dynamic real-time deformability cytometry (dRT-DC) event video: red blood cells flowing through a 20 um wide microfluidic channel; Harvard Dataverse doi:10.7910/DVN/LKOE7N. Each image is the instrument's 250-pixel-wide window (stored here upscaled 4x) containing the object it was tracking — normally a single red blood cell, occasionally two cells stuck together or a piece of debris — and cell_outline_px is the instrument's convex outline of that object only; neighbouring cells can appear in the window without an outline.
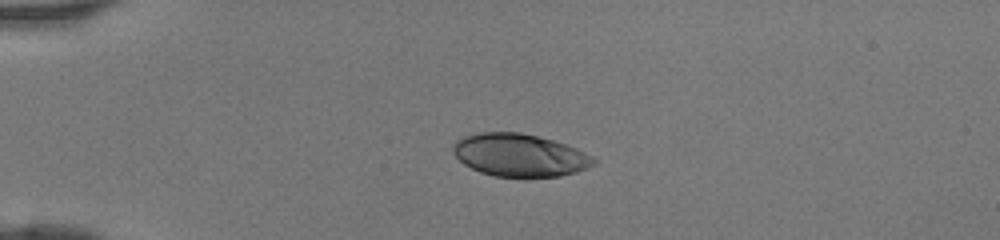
{"species": "human", "species_latin": "Homo sapiens", "temperature_condition": "room temperature", "stored_images_in_passage": 35, "camera_frame_rate_fps": 3000, "um_per_image_px": 0.085, "donor": {"sex": "female"}, "frame": {"image": 1, "passage_image": 1, "time_ms": 0.0, "image_size_px": [1000, 240], "cell_outline_px": [[596, 164], [588, 168], [576, 172], [560, 176], [492, 176], [480, 172], [464, 164], [452, 152], [452, 144], [456, 140], [464, 136], [480, 132], [520, 132], [552, 140], [576, 148], [592, 156], [596, 160]], "centroid_in_image_um": [44.15, 13.18], "position_along_channel_um": 40.8, "area_um2": 34.85}}
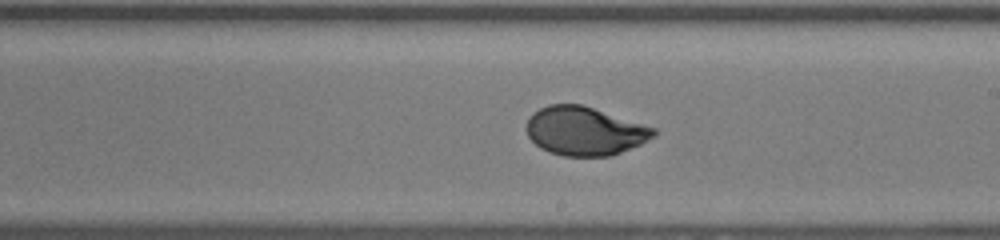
{"frame": {"image": 2, "passage_image": 17, "time_ms": 5.333, "image_size_px": [1000, 240], "cell_outline_px": [[656, 136], [640, 144], [620, 152], [608, 156], [564, 156], [548, 152], [540, 148], [528, 136], [528, 120], [532, 112], [548, 104], [580, 104], [656, 128]], "centroid_in_image_um": [49.69, 11.14], "position_along_channel_um": 239.3, "area_um2": 35.72}}
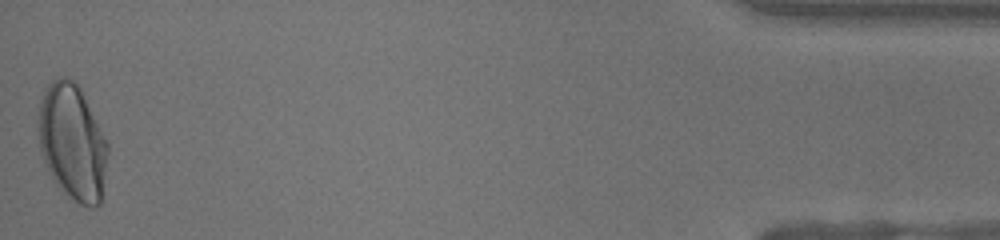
{"frame": {"image": 3, "passage_image": 35, "time_ms": 11.333, "image_size_px": [1000, 240], "cell_outline_px": [[108, 152], [100, 204], [92, 208], [88, 208], [80, 204], [60, 192], [48, 172], [40, 148], [36, 124], [40, 100], [48, 84], [52, 80], [60, 76], [64, 76], [72, 80], [80, 88], [108, 144]], "centroid_in_image_um": [6.12, 12.11], "position_along_channel_um": 429.1, "area_um2": 47.22}}